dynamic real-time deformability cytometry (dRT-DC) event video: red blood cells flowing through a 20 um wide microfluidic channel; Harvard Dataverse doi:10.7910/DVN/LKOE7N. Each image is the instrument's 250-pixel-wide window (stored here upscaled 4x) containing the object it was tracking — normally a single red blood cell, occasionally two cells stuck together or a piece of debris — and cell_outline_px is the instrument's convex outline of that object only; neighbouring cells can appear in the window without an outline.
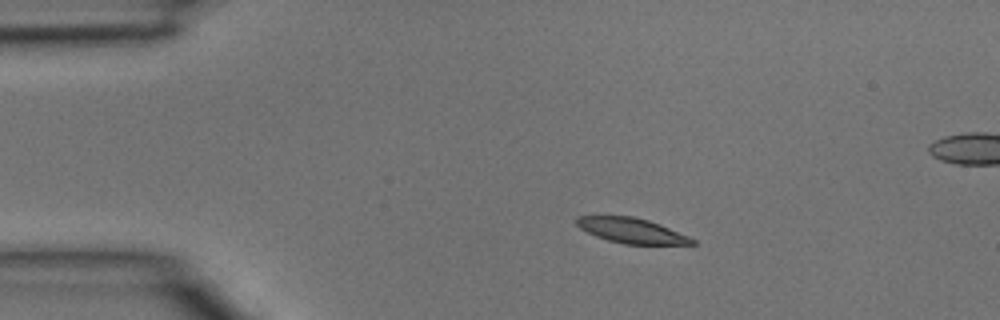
{"species": "common noctule bat (a hibernating species)", "species_latin": "Nyctalus noctula", "temperature_condition": "room temperature", "stored_images_in_passage": 3, "segment_of_instrument_passage": [1, 2], "camera_frame_rate_fps": 3000, "um_per_image_px": 0.085, "animal": {"sex": "male", "body_mass_g": 15.6}, "frame": {"image": 1, "passage_image": 1, "time_ms": 0.0, "image_size_px": [1000, 320], "cell_outline_px": [[696, 244], [624, 244], [608, 240], [596, 236], [580, 228], [576, 224], [576, 216], [632, 216], [648, 220], [660, 224], [688, 236], [696, 240]], "centroid_in_image_um": [53.68, 19.6], "position_along_channel_um": 31.3, "area_um2": 16.76}}